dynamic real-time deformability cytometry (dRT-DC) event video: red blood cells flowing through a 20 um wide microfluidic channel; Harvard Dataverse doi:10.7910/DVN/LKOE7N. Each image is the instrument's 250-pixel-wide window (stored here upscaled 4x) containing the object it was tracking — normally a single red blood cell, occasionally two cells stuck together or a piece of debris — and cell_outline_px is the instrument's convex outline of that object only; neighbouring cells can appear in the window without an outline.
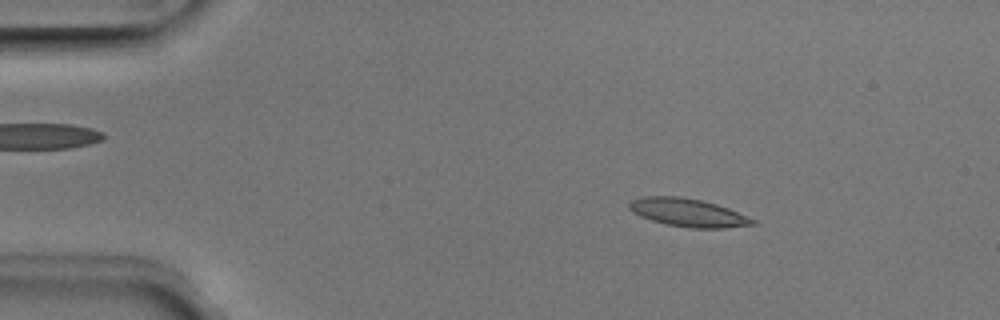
{"species": "Egyptian fruit bat (a non-hibernating species)", "species_latin": "Rousettus aegyptiacus", "temperature_condition": "room temperature", "stored_images_in_passage": 49, "camera_frame_rate_fps": 3000, "um_per_image_px": 0.085, "animal": {"sex": "male"}, "frame": {"image": 1, "passage_image": 7, "time_ms": 2.0, "image_size_px": [1000, 320], "cell_outline_px": [[756, 224], [724, 228], [692, 228], [664, 224], [640, 216], [632, 212], [628, 208], [628, 204], [632, 200], [644, 196], [680, 196], [700, 200], [716, 204], [728, 208], [756, 220]], "centroid_in_image_um": [58.45, 18.07], "position_along_channel_um": 26.5, "area_um2": 20.17}}
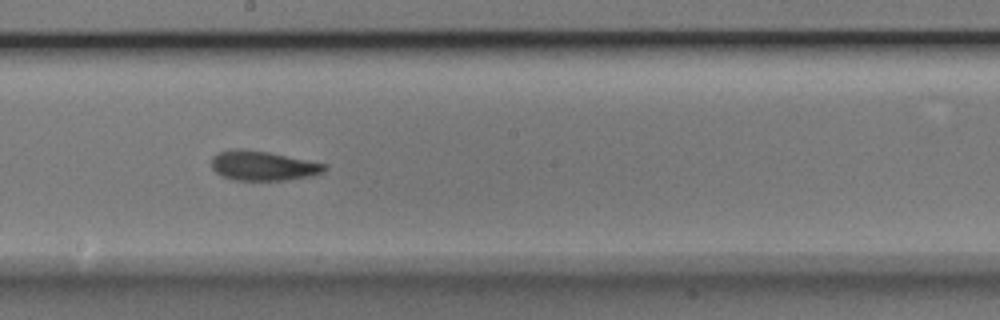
{"frame": {"image": 2, "passage_image": 27, "time_ms": 8.667, "image_size_px": [1000, 320], "cell_outline_px": [[328, 168], [324, 172], [312, 176], [284, 180], [232, 180], [220, 176], [212, 168], [212, 156], [216, 152], [232, 148], [244, 148], [268, 152], [328, 164]], "centroid_in_image_um": [22.33, 14.08], "position_along_channel_um": 225.9, "area_um2": 19.88}}
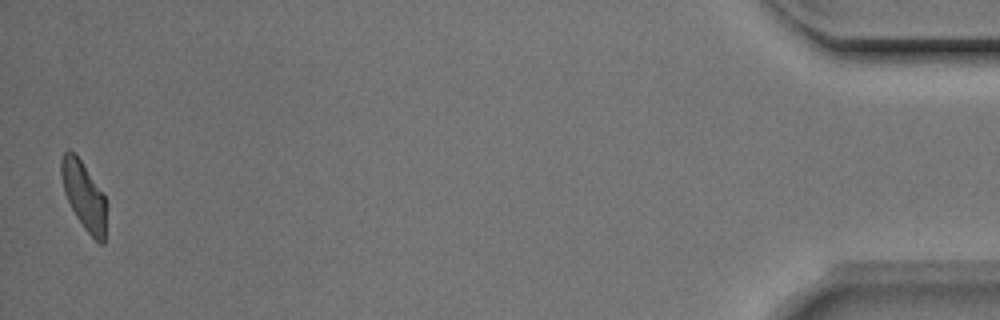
{"frame": {"image": 3, "passage_image": 49, "time_ms": 16.0, "image_size_px": [1000, 320], "cell_outline_px": [[104, 244], [100, 244], [84, 228], [76, 216], [64, 192], [60, 172], [60, 160], [64, 152], [68, 148], [76, 152], [104, 192]], "centroid_in_image_um": [7.09, 16.51], "position_along_channel_um": 428.1, "area_um2": 17.8}, "authors_computed_cell_mechanics": {"area_um2": 19.4786, "velocity_mm_per_s": 3.9962, "shape_relaxation_time_tau1_ms": 6.4945, "shape_relaxation_time_tau2_ms": 3.1676, "deformation_change_tau1": 0.1899, "deformation_change_tau2": 0.1065}}